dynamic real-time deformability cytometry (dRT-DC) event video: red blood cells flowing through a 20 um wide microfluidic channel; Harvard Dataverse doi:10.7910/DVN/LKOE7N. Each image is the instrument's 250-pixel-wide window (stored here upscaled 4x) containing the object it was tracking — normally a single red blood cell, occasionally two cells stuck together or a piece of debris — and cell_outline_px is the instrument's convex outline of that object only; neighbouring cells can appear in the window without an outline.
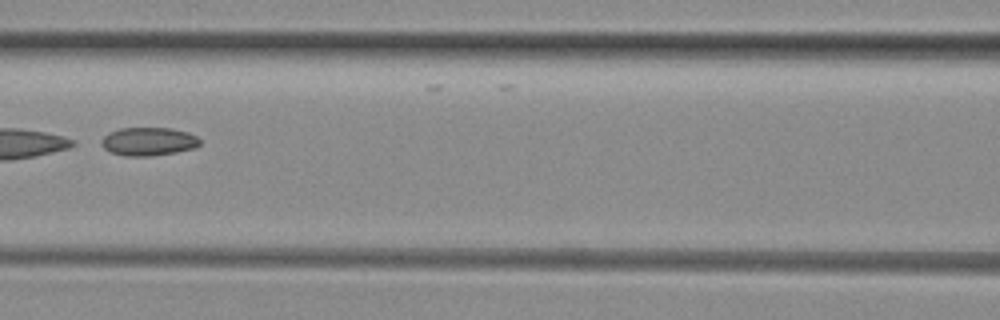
{"species": "common noctule bat (a hibernating species)", "species_latin": "Nyctalus noctula", "temperature_condition": "room temperature", "stored_images_in_passage": 8, "segment_of_instrument_passage": [1, 2], "camera_frame_rate_fps": 3000, "um_per_image_px": 0.085, "animal": {"sex": "female", "body_mass_g": 29.2, "forearm_length_mm": 56.3}, "frame": {"image": 1, "passage_image": 7, "time_ms": 6.667, "image_size_px": [1000, 320], "cell_outline_px": [[200, 144], [196, 148], [176, 152], [152, 156], [124, 156], [108, 152], [100, 144], [100, 140], [104, 136], [120, 128], [172, 128], [188, 132], [196, 136], [200, 140]], "centroid_in_image_um": [12.62, 12.04], "position_along_channel_um": 154.0, "area_um2": 16.42}}